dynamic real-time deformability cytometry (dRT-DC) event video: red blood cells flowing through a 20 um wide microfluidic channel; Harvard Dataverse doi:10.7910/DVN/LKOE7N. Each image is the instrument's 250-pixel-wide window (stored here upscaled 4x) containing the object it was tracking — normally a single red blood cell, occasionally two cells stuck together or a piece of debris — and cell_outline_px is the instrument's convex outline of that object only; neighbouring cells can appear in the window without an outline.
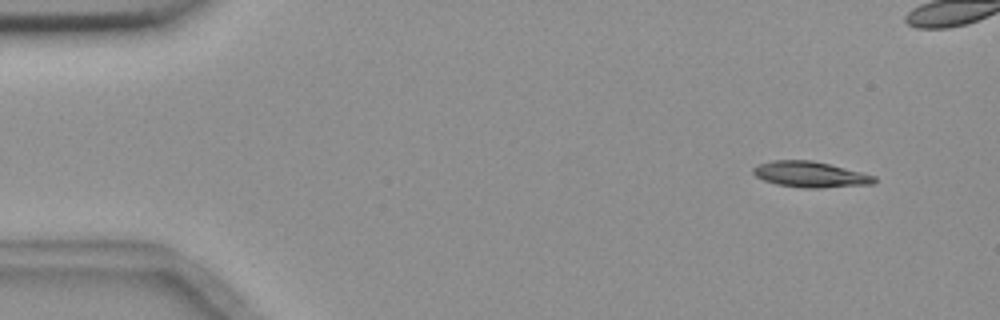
{"species": "common noctule bat (a hibernating species)", "species_latin": "Nyctalus noctula", "temperature_condition": "room temperature", "stored_images_in_passage": 5, "camera_frame_rate_fps": 3000, "um_per_image_px": 0.085, "animal": {"sex": "female", "body_mass_g": 18.4}, "frame": {"image": 1, "passage_image": 1, "time_ms": 0.0, "image_size_px": [1000, 320], "cell_outline_px": [[876, 180], [872, 184], [820, 188], [800, 188], [776, 184], [764, 180], [756, 176], [752, 172], [752, 168], [756, 164], [772, 160], [812, 160], [876, 176]], "centroid_in_image_um": [68.82, 14.82], "position_along_channel_um": 16.2, "area_um2": 18.21}}